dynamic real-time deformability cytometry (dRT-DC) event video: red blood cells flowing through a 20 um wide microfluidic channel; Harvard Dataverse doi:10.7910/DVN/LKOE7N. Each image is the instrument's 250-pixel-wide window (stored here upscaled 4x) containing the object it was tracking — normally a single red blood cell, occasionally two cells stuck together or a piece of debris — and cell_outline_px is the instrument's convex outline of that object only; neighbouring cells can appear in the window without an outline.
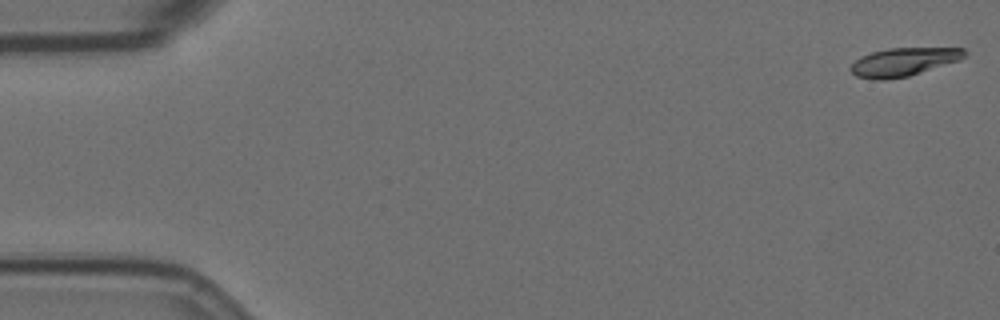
{"species": "Egyptian fruit bat (a non-hibernating species)", "species_latin": "Rousettus aegyptiacus", "temperature_condition": "room temperature", "stored_images_in_passage": 6, "camera_frame_rate_fps": 3000, "um_per_image_px": 0.085, "animal": {"sex": "female"}, "frame": {"image": 1, "passage_image": 1, "time_ms": 0.0, "image_size_px": [1000, 320], "cell_outline_px": [[968, 52], [960, 60], [908, 76], [884, 80], [872, 80], [856, 76], [848, 68], [860, 56], [872, 52], [888, 48], [964, 48]], "centroid_in_image_um": [76.78, 5.26], "position_along_channel_um": 8.2, "area_um2": 18.79}}